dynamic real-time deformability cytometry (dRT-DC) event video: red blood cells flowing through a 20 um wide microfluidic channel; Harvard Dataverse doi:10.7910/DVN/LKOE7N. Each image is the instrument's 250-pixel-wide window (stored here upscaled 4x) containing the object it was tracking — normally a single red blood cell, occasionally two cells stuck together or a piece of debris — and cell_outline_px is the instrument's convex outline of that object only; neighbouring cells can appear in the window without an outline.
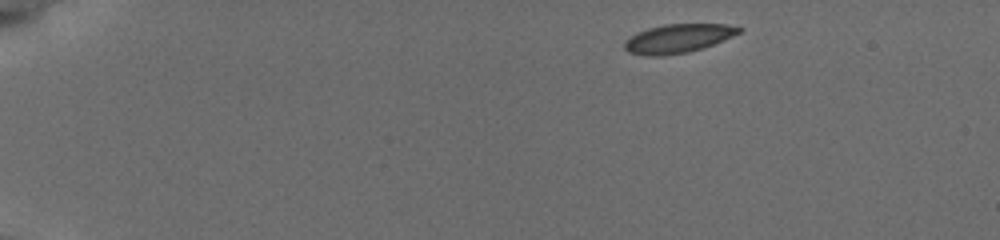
{"species": "common noctule bat (a hibernating species)", "species_latin": "Nyctalus noctula", "temperature_condition": "cold", "stored_images_in_passage": 5, "camera_frame_rate_fps": 3000, "um_per_image_px": 0.085, "animal": {"sex": "female", "body_mass_g": 19.5, "forearm_length_mm": 54.1}, "frame": {"image": 1, "passage_image": 1, "time_ms": 0.0, "image_size_px": [1000, 240], "cell_outline_px": [[744, 28], [740, 32], [724, 40], [688, 52], [664, 56], [644, 56], [628, 52], [624, 48], [624, 40], [636, 32], [648, 28], [664, 24], [728, 24]], "centroid_in_image_um": [57.59, 3.27], "position_along_channel_um": 27.4, "area_um2": 19.31}}
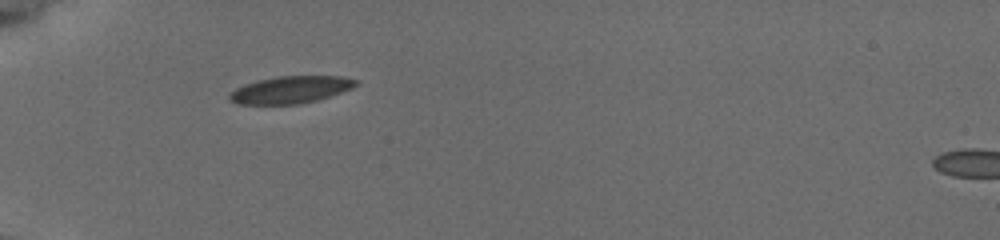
{"frame": {"image": 2, "passage_image": 4, "time_ms": 3.333, "image_size_px": [1000, 240], "cell_outline_px": [[360, 80], [352, 88], [316, 100], [300, 104], [236, 104], [228, 100], [228, 96], [236, 88], [244, 84], [276, 76], [344, 76]], "centroid_in_image_um": [24.69, 7.62], "position_along_channel_um": 60.3, "area_um2": 19.94}}